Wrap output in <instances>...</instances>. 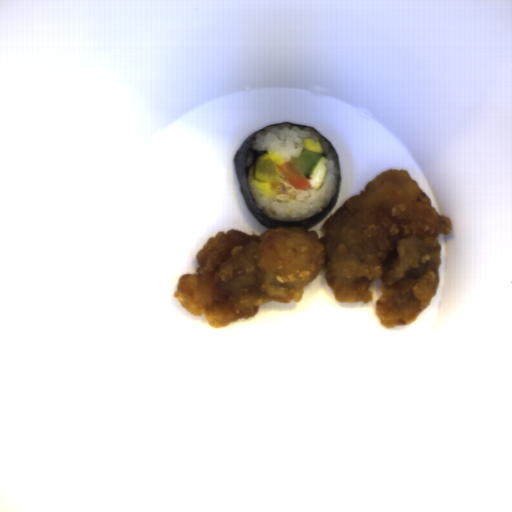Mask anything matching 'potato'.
Wrapping results in <instances>:
<instances>
[{"label":"potato","instance_id":"1","mask_svg":"<svg viewBox=\"0 0 512 512\" xmlns=\"http://www.w3.org/2000/svg\"><path fill=\"white\" fill-rule=\"evenodd\" d=\"M278 165L269 157L261 159L256 165L255 179L265 183H275L281 174Z\"/></svg>","mask_w":512,"mask_h":512}]
</instances>
